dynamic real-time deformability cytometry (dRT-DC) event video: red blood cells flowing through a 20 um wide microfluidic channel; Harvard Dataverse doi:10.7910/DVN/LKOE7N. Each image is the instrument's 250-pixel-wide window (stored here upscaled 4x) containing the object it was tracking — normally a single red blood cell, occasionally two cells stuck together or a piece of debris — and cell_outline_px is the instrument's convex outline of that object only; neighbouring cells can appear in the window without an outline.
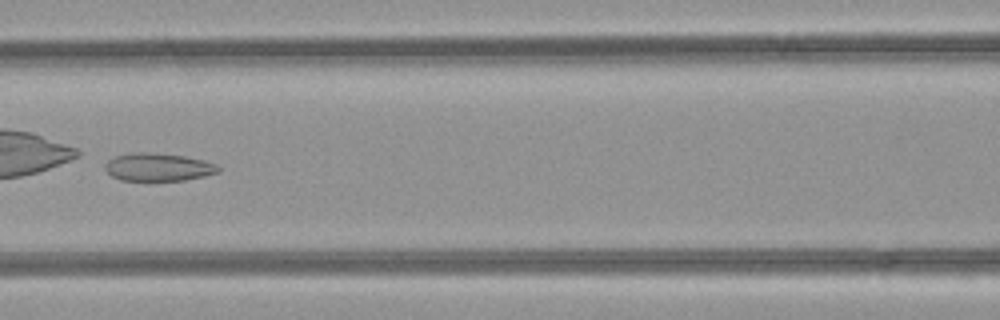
{"species": "common noctule bat (a hibernating species)", "species_latin": "Nyctalus noctula", "temperature_condition": "room temperature", "stored_images_in_passage": 38, "camera_frame_rate_fps": 3000, "um_per_image_px": 0.085, "animal": {"sex": "female", "body_mass_g": 21.9}, "frame": {"image": 1, "passage_image": 17, "time_ms": 5.333, "image_size_px": [1000, 320], "cell_outline_px": [[220, 172], [204, 176], [184, 180], [120, 180], [112, 176], [104, 168], [104, 164], [108, 160], [116, 156], [136, 152], [144, 152], [184, 156], [204, 160], [216, 164], [220, 168]], "centroid_in_image_um": [13.45, 14.2], "position_along_channel_um": 153.1, "area_um2": 18.26}, "authors_computed_cell_mechanics": {"area_um2": 21.0103, "velocity_mm_per_s": 4.2473, "shape_relaxation_time_tau1_ms": null, "shape_relaxation_time_tau2_ms": 10.3619, "deformation_change_tau1": null, "deformation_change_tau2": 0.1197}}